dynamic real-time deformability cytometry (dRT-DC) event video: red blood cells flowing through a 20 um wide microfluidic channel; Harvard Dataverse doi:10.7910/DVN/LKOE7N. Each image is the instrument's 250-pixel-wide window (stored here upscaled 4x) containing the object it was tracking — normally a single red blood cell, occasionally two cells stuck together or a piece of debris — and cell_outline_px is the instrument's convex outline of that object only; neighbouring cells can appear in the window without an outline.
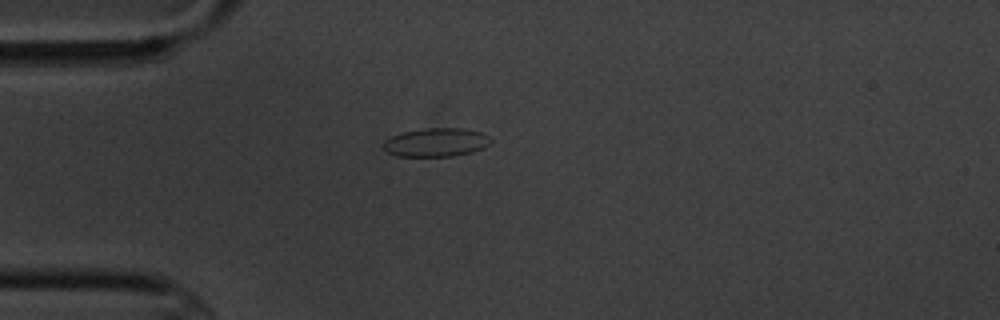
{"species": "common noctule bat (a hibernating species)", "species_latin": "Nyctalus noctula", "temperature_condition": "cold", "stored_images_in_passage": 3, "camera_frame_rate_fps": 3000, "um_per_image_px": 0.085, "animal": {"sex": "male", "body_mass_g": 20.1, "forearm_length_mm": 53.5}, "frame": {"image": 1, "passage_image": 1, "time_ms": 0.0, "image_size_px": [1000, 320], "cell_outline_px": [[492, 140], [488, 144], [472, 152], [452, 156], [396, 156], [388, 152], [384, 148], [384, 140], [392, 136], [404, 132], [424, 128], [464, 128], [480, 132], [488, 136]], "centroid_in_image_um": [37.06, 12.09], "position_along_channel_um": 47.9, "area_um2": 17.69}}